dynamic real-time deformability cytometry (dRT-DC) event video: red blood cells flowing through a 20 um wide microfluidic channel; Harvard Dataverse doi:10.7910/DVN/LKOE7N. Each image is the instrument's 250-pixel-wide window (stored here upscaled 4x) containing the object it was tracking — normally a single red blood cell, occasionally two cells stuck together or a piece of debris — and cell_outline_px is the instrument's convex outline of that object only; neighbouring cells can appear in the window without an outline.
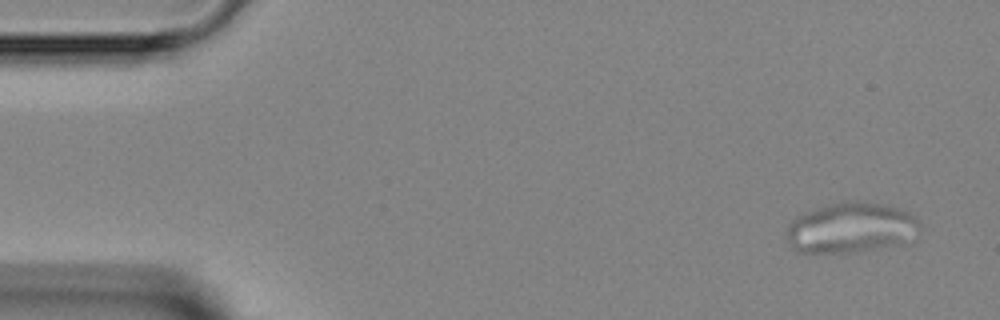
{"species": "Egyptian fruit bat (a non-hibernating species)", "species_latin": "Rousettus aegyptiacus", "temperature_condition": "room temperature", "stored_images_in_passage": 6, "camera_frame_rate_fps": 3000, "um_per_image_px": 0.085, "animal": {"sex": "female"}, "frame": {"image": 1, "passage_image": 1, "time_ms": 0.0, "image_size_px": [1000, 320], "cell_outline_px": [[920, 228], [904, 240], [856, 252], [796, 252], [792, 248], [788, 240], [788, 224], [796, 216], [804, 212], [816, 208], [832, 204], [852, 200], [856, 200], [880, 204], [896, 208], [908, 212], [920, 224]], "centroid_in_image_um": [72.23, 19.34], "position_along_channel_um": 12.8, "area_um2": 37.86}}
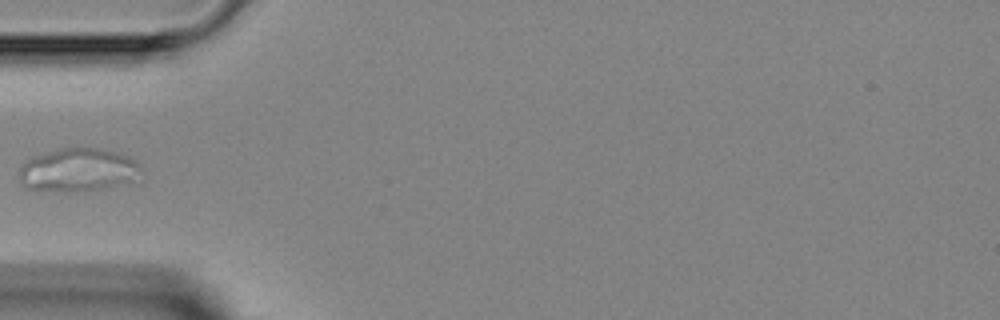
{"frame": {"image": 2, "passage_image": 5, "time_ms": 4.667, "image_size_px": [1000, 320], "cell_outline_px": [[140, 168], [136, 184], [96, 188], [28, 188], [20, 180], [20, 168], [28, 160], [36, 156], [64, 148], [96, 148], [116, 152], [128, 156], [136, 160]], "centroid_in_image_um": [6.77, 14.4], "position_along_channel_um": 78.2, "area_um2": 29.36}}
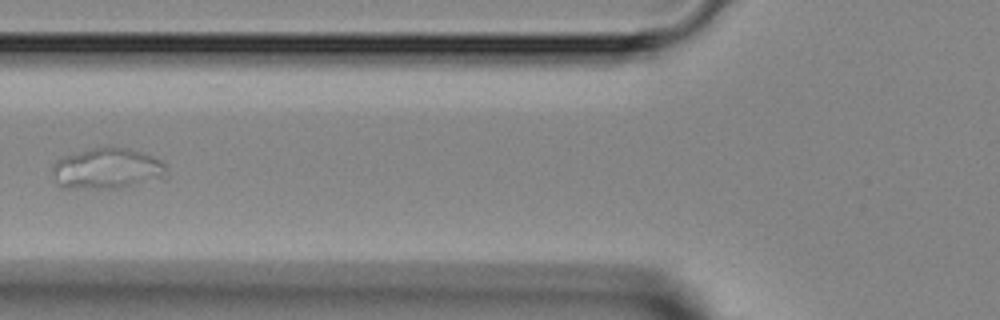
{"frame": {"image": 3, "passage_image": 6, "time_ms": 5.667, "image_size_px": [1000, 320], "cell_outline_px": [[168, 180], [112, 188], [60, 188], [52, 172], [52, 164], [56, 160], [64, 156], [92, 148], [124, 148], [152, 156], [160, 160], [164, 164], [168, 176]], "centroid_in_image_um": [9.14, 14.36], "position_along_channel_um": 116.7, "area_um2": 27.22}}